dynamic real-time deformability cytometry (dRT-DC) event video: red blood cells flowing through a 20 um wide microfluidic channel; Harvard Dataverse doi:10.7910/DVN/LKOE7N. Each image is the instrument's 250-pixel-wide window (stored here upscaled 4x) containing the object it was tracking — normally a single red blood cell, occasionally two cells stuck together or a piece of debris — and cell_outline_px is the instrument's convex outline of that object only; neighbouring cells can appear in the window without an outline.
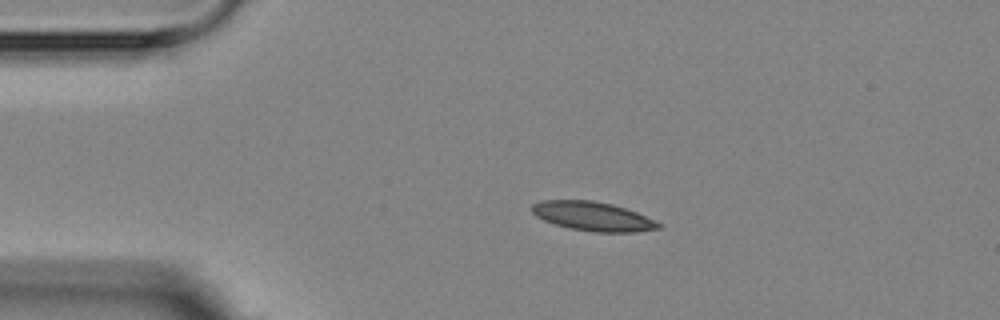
{"species": "Egyptian fruit bat (a non-hibernating species)", "species_latin": "Rousettus aegyptiacus", "temperature_condition": "room temperature", "stored_images_in_passage": 5, "segment_of_instrument_passage": [1, 2], "camera_frame_rate_fps": 3000, "um_per_image_px": 0.085, "animal": {"sex": "female"}, "frame": {"image": 1, "passage_image": 3, "time_ms": 2.333, "image_size_px": [1000, 320], "cell_outline_px": [[660, 228], [636, 232], [596, 232], [572, 228], [556, 224], [544, 220], [536, 216], [532, 212], [532, 204], [540, 200], [592, 200], [612, 204], [636, 212], [660, 224]], "centroid_in_image_um": [50.35, 18.37], "position_along_channel_um": 34.6, "area_um2": 21.1}}